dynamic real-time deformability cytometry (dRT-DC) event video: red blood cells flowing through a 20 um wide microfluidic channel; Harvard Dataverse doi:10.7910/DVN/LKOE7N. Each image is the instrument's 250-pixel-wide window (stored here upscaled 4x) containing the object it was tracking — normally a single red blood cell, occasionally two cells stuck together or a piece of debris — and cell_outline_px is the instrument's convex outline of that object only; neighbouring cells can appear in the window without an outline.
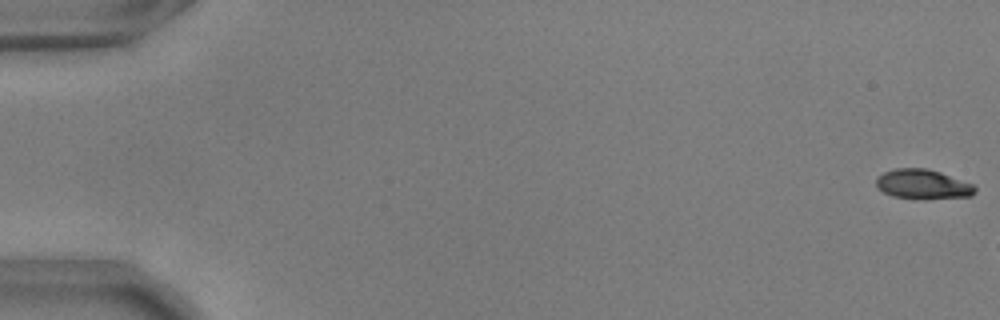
{"species": "common noctule bat (a hibernating species)", "species_latin": "Nyctalus noctula", "temperature_condition": "warm", "stored_images_in_passage": 19, "camera_frame_rate_fps": 3000, "um_per_image_px": 0.085, "animal": {"sex": "male", "body_mass_g": 17.9, "forearm_length_mm": 54.2}, "frame": {"image": 1, "passage_image": 1, "time_ms": 0.0, "image_size_px": [1000, 320], "cell_outline_px": [[976, 192], [972, 196], [892, 196], [876, 188], [876, 180], [884, 172], [896, 168], [928, 168], [940, 172], [972, 184], [976, 188]], "centroid_in_image_um": [78.41, 15.6], "position_along_channel_um": 6.6, "area_um2": 16.07}}
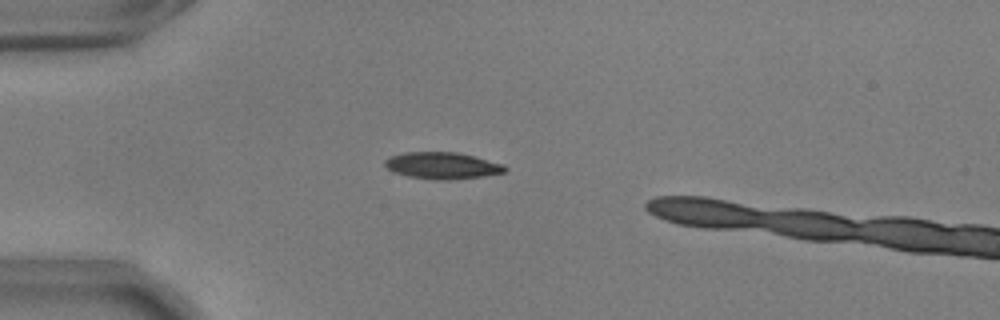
{"frame": {"image": 2, "passage_image": 16, "time_ms": 5.0, "image_size_px": [1000, 320], "cell_outline_px": [[508, 168], [504, 172], [484, 176], [448, 180], [436, 180], [408, 176], [392, 172], [384, 164], [384, 160], [388, 156], [404, 152], [456, 152], [504, 164]], "centroid_in_image_um": [37.56, 14.07], "position_along_channel_um": 47.4, "area_um2": 18.73}}